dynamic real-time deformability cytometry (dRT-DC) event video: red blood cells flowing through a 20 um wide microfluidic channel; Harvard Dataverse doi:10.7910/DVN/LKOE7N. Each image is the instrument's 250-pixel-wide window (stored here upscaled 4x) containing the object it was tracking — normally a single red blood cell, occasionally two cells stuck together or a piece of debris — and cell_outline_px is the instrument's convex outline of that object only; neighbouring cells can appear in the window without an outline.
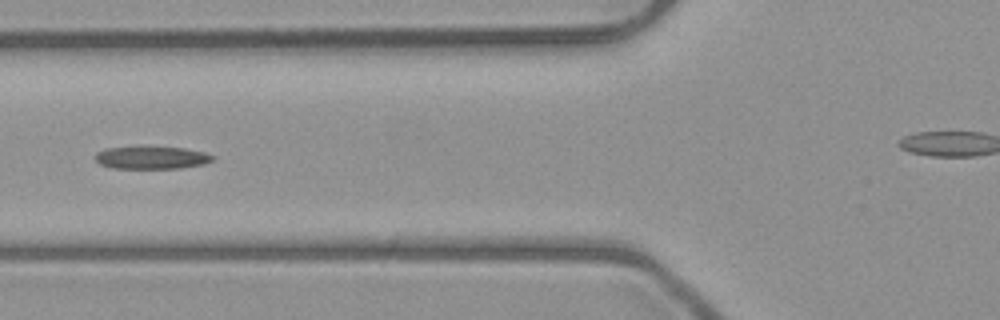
{"species": "common noctule bat (a hibernating species)", "species_latin": "Nyctalus noctula", "temperature_condition": "room temperature", "stored_images_in_passage": 7, "camera_frame_rate_fps": 3000, "um_per_image_px": 0.085, "animal": {"sex": "male", "body_mass_g": 23.1, "forearm_length_mm": 52.7}, "frame": {"image": 1, "passage_image": 7, "time_ms": 6.667, "image_size_px": [1000, 320], "cell_outline_px": [[216, 156], [212, 160], [204, 164], [180, 168], [112, 168], [100, 164], [96, 160], [96, 152], [104, 148], [136, 144], [184, 148], [204, 152]], "centroid_in_image_um": [12.84, 13.35], "position_along_channel_um": 113.0, "area_um2": 16.24}}